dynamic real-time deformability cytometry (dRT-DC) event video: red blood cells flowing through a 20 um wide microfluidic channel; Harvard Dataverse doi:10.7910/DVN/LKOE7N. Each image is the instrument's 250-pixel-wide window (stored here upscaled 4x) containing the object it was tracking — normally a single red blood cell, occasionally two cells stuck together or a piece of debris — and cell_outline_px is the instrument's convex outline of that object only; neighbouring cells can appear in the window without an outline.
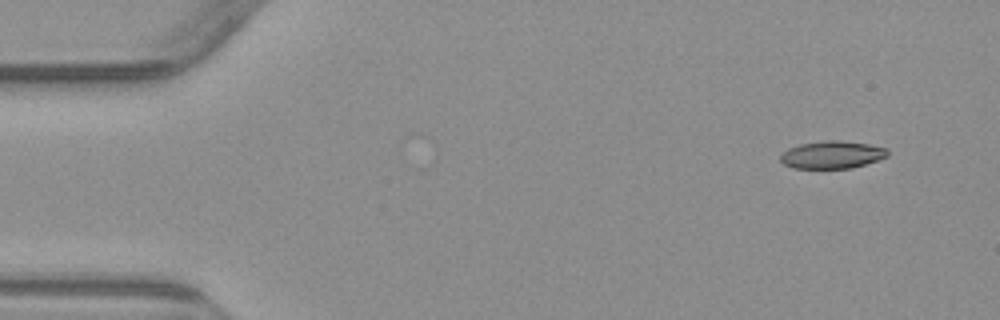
{"species": "common noctule bat (a hibernating species)", "species_latin": "Nyctalus noctula", "temperature_condition": "warm", "stored_images_in_passage": 2, "segment_of_instrument_passage": [2, 2], "camera_frame_rate_fps": 3000, "um_per_image_px": 0.085, "animal": {"sex": "male", "body_mass_g": 23.1, "forearm_length_mm": 52.7}, "frame": {"image": 1, "passage_image": 2, "time_ms": 2.0, "image_size_px": [1000, 320], "cell_outline_px": [[888, 156], [852, 168], [792, 168], [784, 164], [780, 160], [780, 156], [788, 148], [800, 144], [824, 140], [840, 140], [868, 144], [888, 148]], "centroid_in_image_um": [70.72, 13.14], "position_along_channel_um": 14.3, "area_um2": 17.17}}